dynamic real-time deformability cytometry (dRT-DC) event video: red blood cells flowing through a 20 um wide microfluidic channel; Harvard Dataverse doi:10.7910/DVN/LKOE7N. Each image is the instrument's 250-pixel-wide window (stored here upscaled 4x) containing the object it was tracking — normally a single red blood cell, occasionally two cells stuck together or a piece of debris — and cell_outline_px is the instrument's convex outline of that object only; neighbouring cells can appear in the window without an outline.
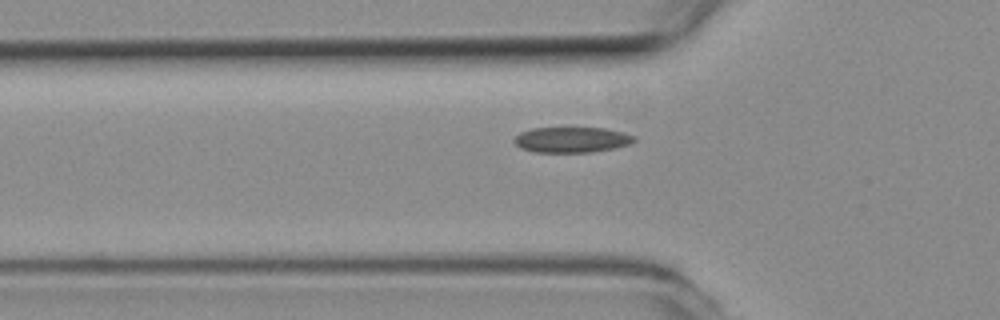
{"species": "common noctule bat (a hibernating species)", "species_latin": "Nyctalus noctula", "temperature_condition": "room temperature", "stored_images_in_passage": 40, "camera_frame_rate_fps": 3000, "um_per_image_px": 0.085, "animal": {"sex": "female", "body_mass_g": 19.3, "forearm_length_mm": 54.1}, "frame": {"image": 1, "passage_image": 8, "time_ms": 2.333, "image_size_px": [1000, 320], "cell_outline_px": [[636, 140], [628, 144], [612, 148], [592, 152], [536, 152], [520, 148], [512, 140], [520, 132], [532, 128], [604, 128], [624, 132], [636, 136]], "centroid_in_image_um": [48.58, 11.87], "position_along_channel_um": 77.2, "area_um2": 17.8}}
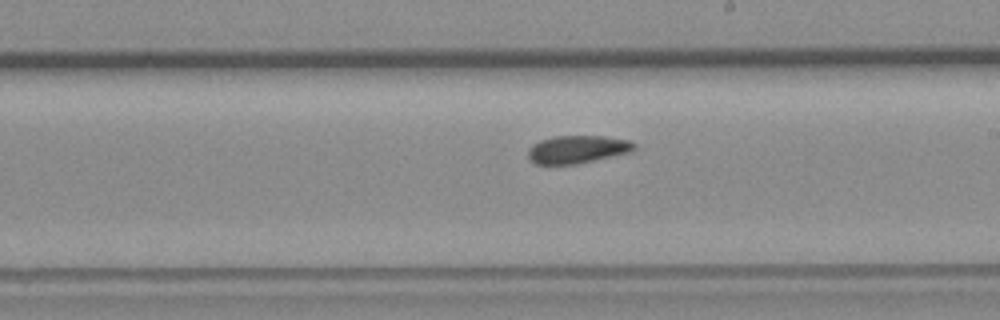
{"frame": {"image": 2, "passage_image": 21, "time_ms": 6.667, "image_size_px": [1000, 320], "cell_outline_px": [[636, 148], [628, 152], [576, 164], [536, 164], [528, 156], [528, 148], [532, 144], [540, 140], [552, 136], [604, 136], [628, 140], [636, 144]], "centroid_in_image_um": [49.04, 12.68], "position_along_channel_um": 240.0, "area_um2": 17.05}}
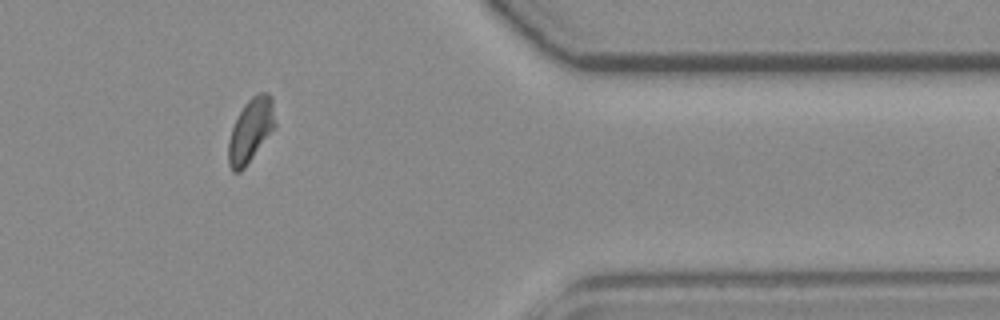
{"frame": {"image": 3, "passage_image": 35, "time_ms": 11.333, "image_size_px": [1000, 320], "cell_outline_px": [[276, 124], [244, 168], [240, 172], [232, 172], [228, 164], [228, 140], [232, 128], [244, 104], [252, 96], [260, 92], [268, 92], [272, 96]], "centroid_in_image_um": [21.3, 11.06], "position_along_channel_um": 390.1, "area_um2": 17.11}}